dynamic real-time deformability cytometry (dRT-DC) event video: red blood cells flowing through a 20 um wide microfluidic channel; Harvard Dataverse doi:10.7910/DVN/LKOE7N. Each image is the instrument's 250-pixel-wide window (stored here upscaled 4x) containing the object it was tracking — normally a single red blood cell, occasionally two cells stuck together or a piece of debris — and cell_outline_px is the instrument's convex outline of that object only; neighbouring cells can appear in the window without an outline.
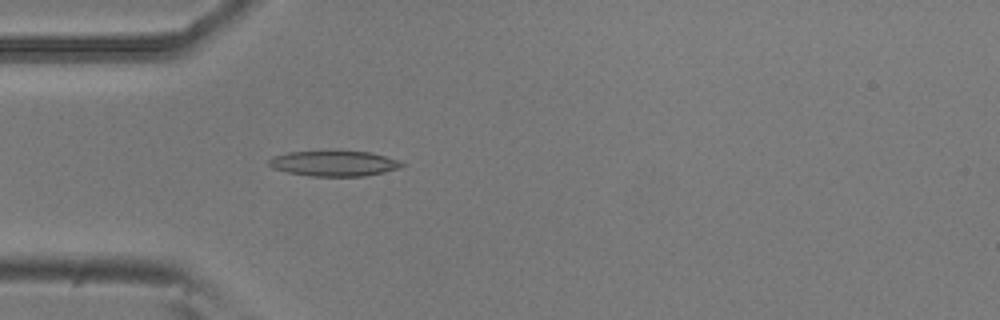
{"species": "common noctule bat (a hibernating species)", "species_latin": "Nyctalus noctula", "temperature_condition": "room temperature", "stored_images_in_passage": 2, "camera_frame_rate_fps": 3000, "um_per_image_px": 0.085, "animal": {"sex": "male", "body_mass_g": 20.5, "forearm_length_mm": 52.5}, "frame": {"image": 1, "passage_image": 2, "time_ms": 0.333, "image_size_px": [1000, 320], "cell_outline_px": [[404, 164], [400, 168], [384, 172], [364, 176], [308, 176], [288, 172], [272, 168], [268, 164], [268, 160], [272, 156], [288, 152], [332, 148], [340, 148], [368, 152], [400, 160]], "centroid_in_image_um": [28.36, 13.84], "position_along_channel_um": 56.6, "area_um2": 20.69}}